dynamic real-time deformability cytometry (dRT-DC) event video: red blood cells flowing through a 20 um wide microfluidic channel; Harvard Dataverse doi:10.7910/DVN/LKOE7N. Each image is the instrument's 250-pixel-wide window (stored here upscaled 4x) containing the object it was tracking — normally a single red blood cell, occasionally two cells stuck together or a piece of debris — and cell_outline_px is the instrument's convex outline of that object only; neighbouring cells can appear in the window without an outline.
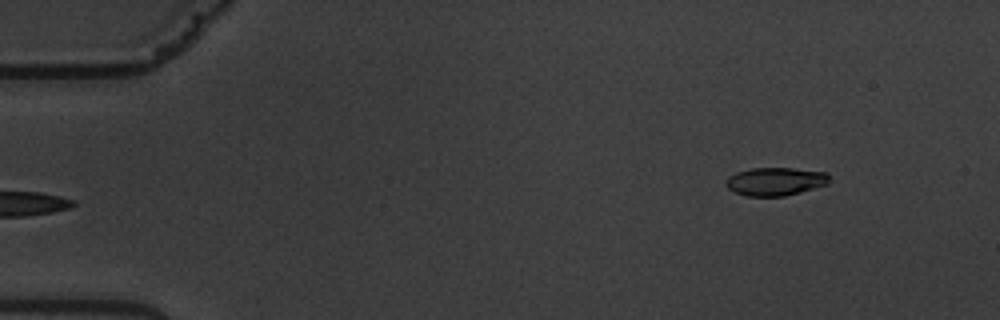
{"species": "common noctule bat (a hibernating species)", "species_latin": "Nyctalus noctula", "temperature_condition": "warm", "stored_images_in_passage": 6, "camera_frame_rate_fps": 3000, "um_per_image_px": 0.085, "animal": {"sex": "male", "body_mass_g": 19.5, "forearm_length_mm": 54.6}, "frame": {"image": 1, "passage_image": 6, "time_ms": 5.667, "image_size_px": [1000, 320], "cell_outline_px": [[828, 184], [800, 192], [784, 196], [748, 196], [736, 192], [728, 188], [724, 184], [724, 180], [728, 176], [736, 172], [752, 168], [792, 168], [828, 172]], "centroid_in_image_um": [65.88, 15.41], "position_along_channel_um": 19.1, "area_um2": 16.99}}